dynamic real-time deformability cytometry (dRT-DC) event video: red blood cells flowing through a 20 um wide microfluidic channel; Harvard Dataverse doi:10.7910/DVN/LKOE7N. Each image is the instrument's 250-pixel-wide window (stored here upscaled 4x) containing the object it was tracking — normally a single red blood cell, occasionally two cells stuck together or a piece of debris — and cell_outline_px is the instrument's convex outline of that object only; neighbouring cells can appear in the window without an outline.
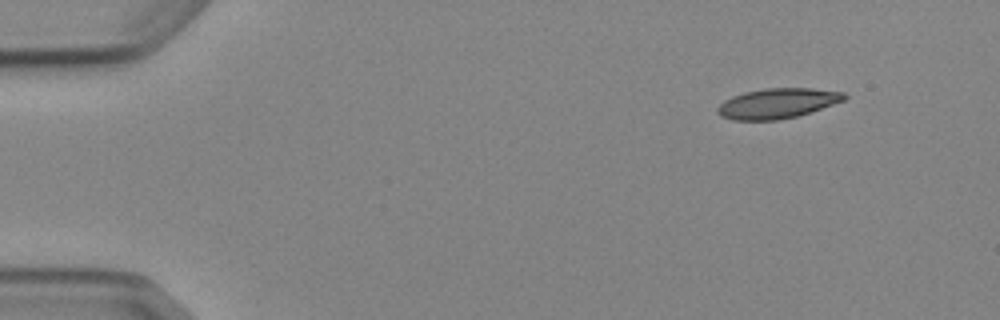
{"species": "Egyptian fruit bat (a non-hibernating species)", "species_latin": "Rousettus aegyptiacus", "temperature_condition": "cold", "stored_images_in_passage": 5, "camera_frame_rate_fps": 3000, "um_per_image_px": 0.085, "animal": {"sex": "female"}, "frame": {"image": 1, "passage_image": 1, "time_ms": 0.0, "image_size_px": [1000, 320], "cell_outline_px": [[848, 96], [844, 100], [796, 116], [780, 120], [732, 120], [720, 116], [716, 112], [716, 108], [724, 100], [732, 96], [744, 92], [764, 88], [812, 88], [844, 92]], "centroid_in_image_um": [66.03, 8.78], "position_along_channel_um": 19.0, "area_um2": 22.2}}
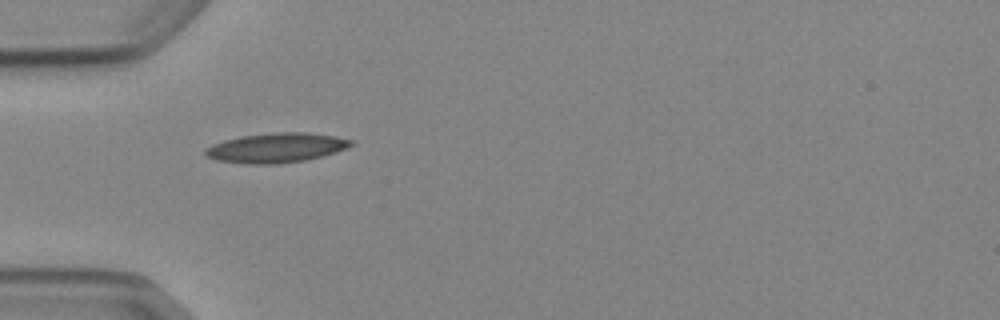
{"frame": {"image": 2, "passage_image": 4, "time_ms": 3.667, "image_size_px": [1000, 320], "cell_outline_px": [[356, 144], [348, 148], [336, 152], [304, 160], [276, 164], [244, 164], [216, 160], [204, 156], [204, 148], [212, 144], [224, 140], [240, 136], [272, 132], [308, 132], [332, 136], [352, 140]], "centroid_in_image_um": [23.44, 12.56], "position_along_channel_um": 61.6, "area_um2": 25.37}}
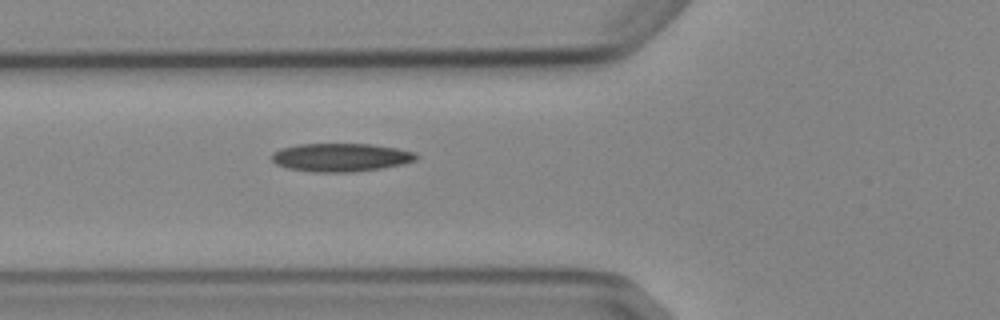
{"frame": {"image": 3, "passage_image": 5, "time_ms": 4.667, "image_size_px": [1000, 320], "cell_outline_px": [[420, 156], [416, 160], [404, 164], [384, 168], [352, 172], [312, 172], [288, 168], [276, 164], [272, 160], [272, 152], [280, 148], [296, 144], [368, 144], [396, 148], [416, 152]], "centroid_in_image_um": [28.99, 13.38], "position_along_channel_um": 96.8, "area_um2": 24.04}}